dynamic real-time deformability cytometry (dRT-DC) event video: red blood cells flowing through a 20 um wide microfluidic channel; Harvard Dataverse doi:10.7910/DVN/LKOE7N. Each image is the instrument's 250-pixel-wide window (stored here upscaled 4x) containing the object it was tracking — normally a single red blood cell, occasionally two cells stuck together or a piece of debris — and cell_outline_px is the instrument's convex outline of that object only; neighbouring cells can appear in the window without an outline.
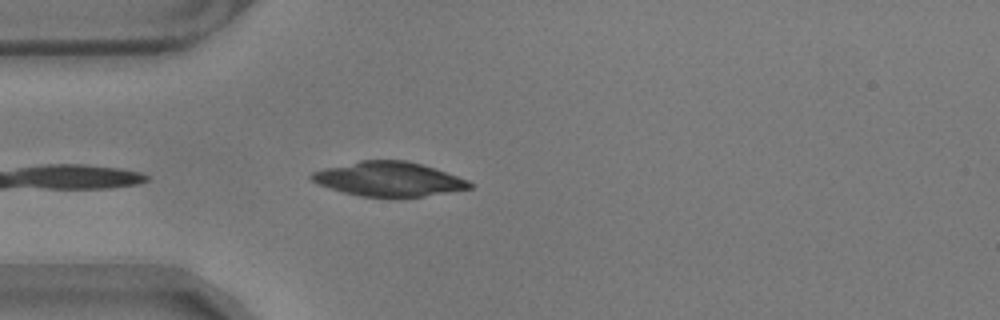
{"species": "common noctule bat (a hibernating species)", "species_latin": "Nyctalus noctula", "temperature_condition": "warm", "stored_images_in_passage": 41, "camera_frame_rate_fps": 3000, "um_per_image_px": 0.085, "animal": {"sex": "male", "body_mass_g": 17.9}, "frame": {"image": 1, "passage_image": 2, "time_ms": 0.333, "image_size_px": [1000, 320], "cell_outline_px": [[472, 188], [424, 196], [360, 196], [344, 192], [316, 184], [308, 176], [312, 172], [324, 168], [360, 160], [404, 160], [420, 164], [468, 180], [472, 184]], "centroid_in_image_um": [32.98, 15.21], "position_along_channel_um": 52.0, "area_um2": 31.15}}
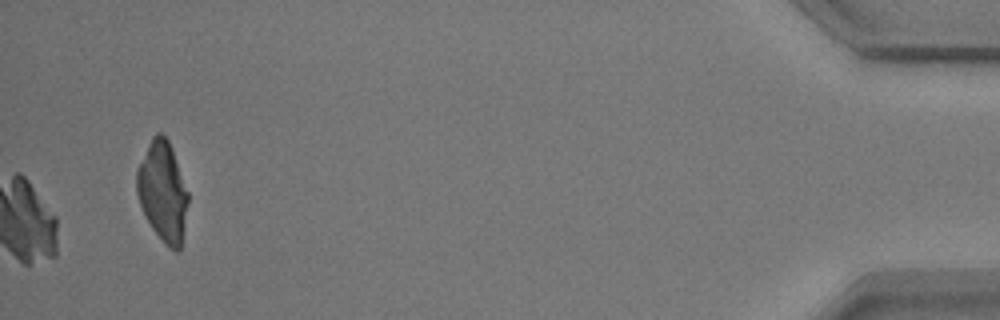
{"frame": {"image": 2, "passage_image": 41, "time_ms": 13.333, "image_size_px": [1000, 320], "cell_outline_px": [[188, 204], [180, 252], [176, 252], [152, 228], [144, 216], [136, 192], [136, 172], [148, 144], [152, 136], [156, 132], [160, 132], [168, 140], [172, 148], [188, 192]], "centroid_in_image_um": [13.83, 16.25], "position_along_channel_um": 421.4, "area_um2": 29.59}}